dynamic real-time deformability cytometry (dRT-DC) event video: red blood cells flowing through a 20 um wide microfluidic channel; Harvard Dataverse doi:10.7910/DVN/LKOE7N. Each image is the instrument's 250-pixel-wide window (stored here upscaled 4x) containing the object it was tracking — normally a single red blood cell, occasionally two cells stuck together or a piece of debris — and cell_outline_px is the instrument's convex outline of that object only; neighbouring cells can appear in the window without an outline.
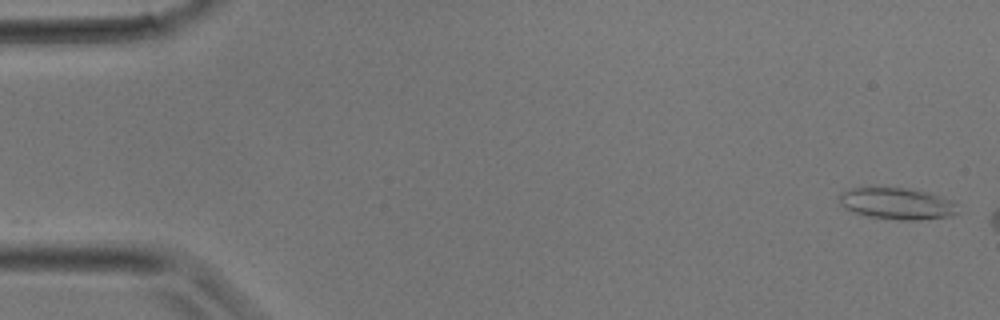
{"species": "common noctule bat (a hibernating species)", "species_latin": "Nyctalus noctula", "temperature_condition": "room temperature", "stored_images_in_passage": 3, "camera_frame_rate_fps": 3000, "um_per_image_px": 0.085, "animal": {"sex": "male", "body_mass_g": 17.9}, "frame": {"image": 1, "passage_image": 1, "time_ms": 0.0, "image_size_px": [1000, 320], "cell_outline_px": [[960, 212], [948, 216], [916, 220], [896, 220], [868, 216], [852, 212], [844, 208], [840, 204], [840, 192], [848, 188], [904, 188], [928, 192], [952, 200], [956, 204]], "centroid_in_image_um": [76.23, 17.31], "position_along_channel_um": 8.8, "area_um2": 21.85}}